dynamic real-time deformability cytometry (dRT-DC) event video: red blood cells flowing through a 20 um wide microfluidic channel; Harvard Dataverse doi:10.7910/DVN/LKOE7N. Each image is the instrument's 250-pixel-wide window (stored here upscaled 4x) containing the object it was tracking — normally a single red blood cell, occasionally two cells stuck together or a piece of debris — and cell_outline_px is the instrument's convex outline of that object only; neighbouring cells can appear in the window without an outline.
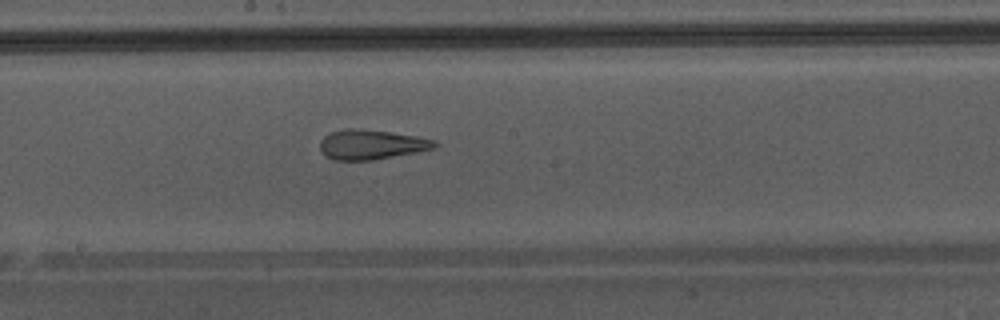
{"species": "Egyptian fruit bat (a non-hibernating species)", "species_latin": "Rousettus aegyptiacus", "temperature_condition": "warm", "stored_images_in_passage": 42, "camera_frame_rate_fps": 3000, "um_per_image_px": 0.085, "animal": {"sex": "male"}, "frame": {"image": 1, "passage_image": 22, "time_ms": 7.0, "image_size_px": [1000, 320], "cell_outline_px": [[440, 144], [432, 148], [416, 152], [372, 160], [336, 160], [328, 156], [320, 148], [320, 140], [324, 136], [332, 132], [344, 128], [360, 128], [416, 136], [436, 140]], "centroid_in_image_um": [31.57, 12.27], "position_along_channel_um": 216.6, "area_um2": 19.65}, "authors_computed_cell_mechanics": {"area_um2": 20.7213, "velocity_mm_per_s": 4.3789, "shape_relaxation_time_tau1_ms": null, "shape_relaxation_time_tau2_ms": 1.4407, "deformation_change_tau1": null, "deformation_change_tau2": 0.1151}}